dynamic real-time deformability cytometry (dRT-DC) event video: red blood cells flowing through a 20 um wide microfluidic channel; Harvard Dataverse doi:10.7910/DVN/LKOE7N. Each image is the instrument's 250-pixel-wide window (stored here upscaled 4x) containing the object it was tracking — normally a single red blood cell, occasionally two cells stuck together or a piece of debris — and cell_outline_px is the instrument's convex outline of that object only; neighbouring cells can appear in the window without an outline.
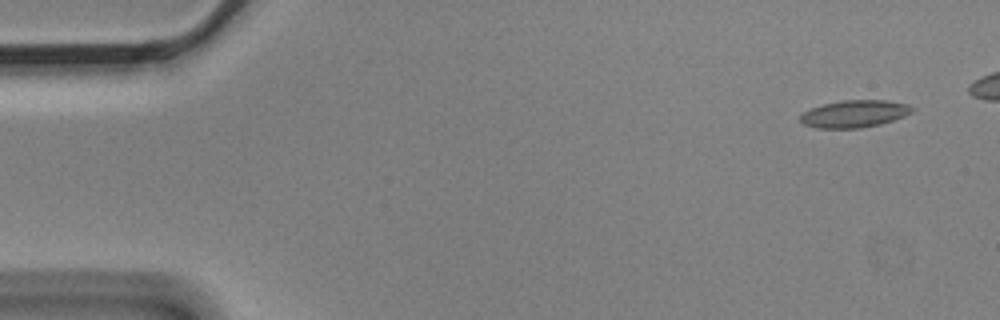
{"species": "Egyptian fruit bat (a non-hibernating species)", "species_latin": "Rousettus aegyptiacus", "temperature_condition": "cold", "stored_images_in_passage": 7, "segment_of_instrument_passage": [1, 2], "camera_frame_rate_fps": 3000, "um_per_image_px": 0.085, "animal": {"sex": "male"}, "frame": {"image": 1, "passage_image": 1, "time_ms": 0.0, "image_size_px": [1000, 320], "cell_outline_px": [[916, 108], [912, 112], [904, 116], [880, 124], [860, 128], [816, 128], [804, 124], [800, 120], [800, 116], [804, 112], [812, 108], [824, 104], [840, 100], [888, 100], [908, 104]], "centroid_in_image_um": [72.65, 9.66], "position_along_channel_um": 12.3, "area_um2": 17.74}}
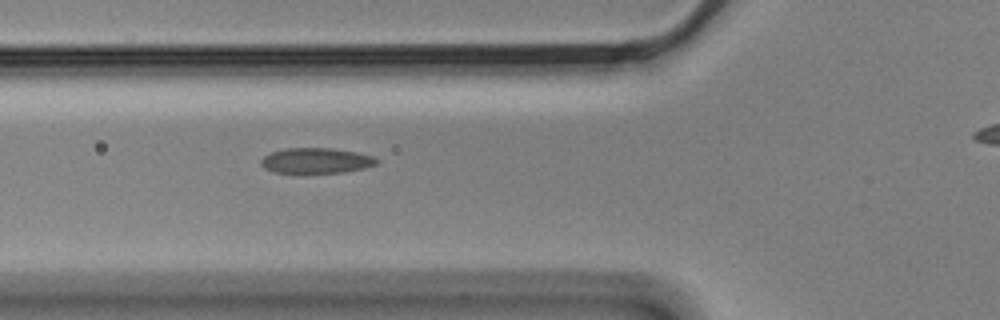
{"frame": {"image": 2, "passage_image": 6, "time_ms": 1.667, "image_size_px": [1000, 320], "cell_outline_px": [[380, 160], [376, 164], [364, 168], [344, 172], [272, 172], [264, 168], [260, 164], [260, 160], [264, 156], [272, 152], [284, 148], [332, 148], [356, 152], [372, 156]], "centroid_in_image_um": [26.86, 13.64], "position_along_channel_um": 98.9, "area_um2": 16.99}}